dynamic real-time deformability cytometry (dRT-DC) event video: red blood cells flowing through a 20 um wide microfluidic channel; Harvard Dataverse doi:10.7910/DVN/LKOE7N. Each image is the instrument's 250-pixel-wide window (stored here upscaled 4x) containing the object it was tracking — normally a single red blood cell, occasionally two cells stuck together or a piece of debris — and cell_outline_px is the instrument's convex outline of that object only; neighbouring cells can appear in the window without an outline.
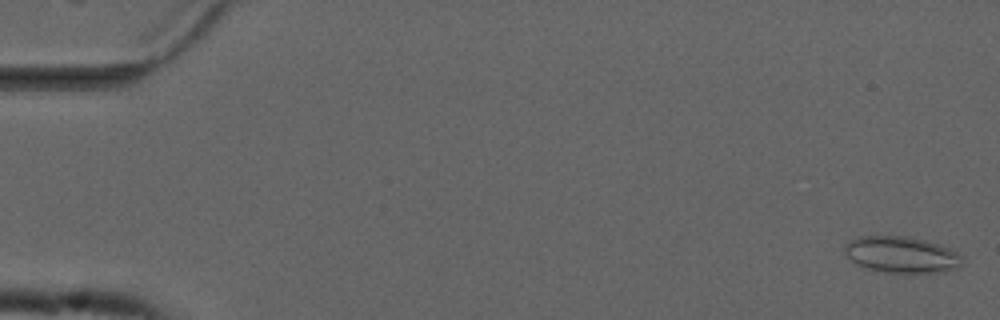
{"species": "common noctule bat (a hibernating species)", "species_latin": "Nyctalus noctula", "temperature_condition": "cold", "stored_images_in_passage": 54, "camera_frame_rate_fps": 3000, "um_per_image_px": 0.085, "animal": {"sex": "male", "forearm_length_mm": 52.5}, "frame": {"image": 1, "passage_image": 1, "time_ms": 0.0, "image_size_px": [1000, 320], "cell_outline_px": [[964, 256], [960, 268], [944, 272], [884, 272], [864, 268], [856, 264], [844, 252], [844, 244], [860, 236], [908, 236], [924, 240], [948, 248]], "centroid_in_image_um": [76.64, 21.65], "position_along_channel_um": 8.4, "area_um2": 24.91}}
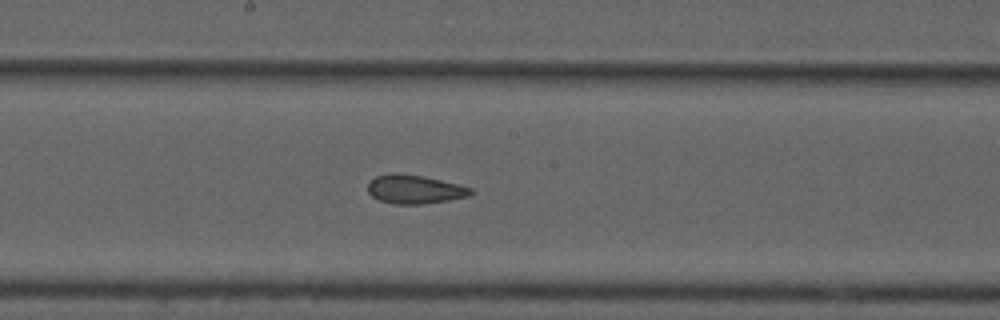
{"frame": {"image": 2, "passage_image": 29, "time_ms": 9.333, "image_size_px": [1000, 320], "cell_outline_px": [[472, 192], [468, 196], [448, 200], [420, 204], [392, 204], [380, 200], [372, 196], [368, 192], [368, 180], [376, 176], [392, 172], [396, 172], [424, 176], [460, 184], [472, 188]], "centroid_in_image_um": [35.21, 16.07], "position_along_channel_um": 213.0, "area_um2": 17.4}}
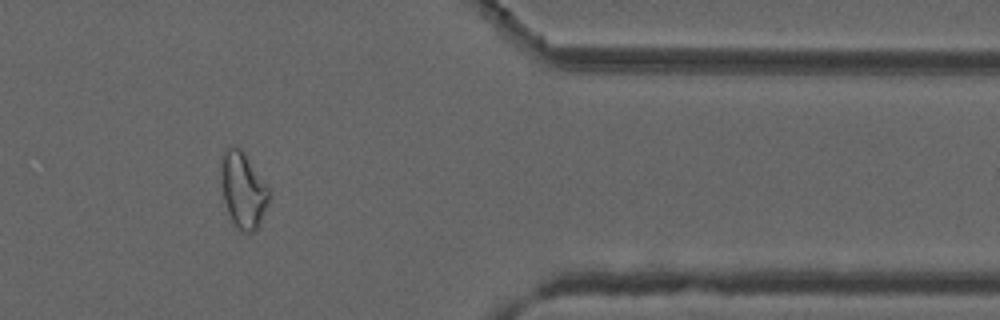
{"frame": {"image": 3, "passage_image": 45, "time_ms": 14.667, "image_size_px": [1000, 320], "cell_outline_px": [[272, 192], [268, 204], [260, 224], [252, 232], [244, 232], [236, 228], [228, 212], [224, 200], [220, 184], [220, 156], [228, 148], [236, 144], [244, 152]], "centroid_in_image_um": [20.65, 16.12], "position_along_channel_um": 390.7, "area_um2": 21.62}, "authors_computed_cell_mechanics": {"area_um2": 20.4034, "velocity_mm_per_s": 3.7389, "shape_relaxation_time_tau1_ms": null, "shape_relaxation_time_tau2_ms": 3.5398, "deformation_change_tau1": null, "deformation_change_tau2": 0.1035}}